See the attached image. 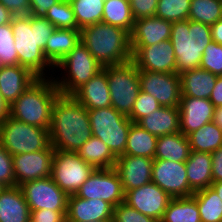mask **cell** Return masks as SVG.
<instances>
[{
	"label": "cell",
	"instance_id": "cell-11",
	"mask_svg": "<svg viewBox=\"0 0 222 222\" xmlns=\"http://www.w3.org/2000/svg\"><path fill=\"white\" fill-rule=\"evenodd\" d=\"M19 187L30 211H67L69 195L57 186L51 176L23 183Z\"/></svg>",
	"mask_w": 222,
	"mask_h": 222
},
{
	"label": "cell",
	"instance_id": "cell-13",
	"mask_svg": "<svg viewBox=\"0 0 222 222\" xmlns=\"http://www.w3.org/2000/svg\"><path fill=\"white\" fill-rule=\"evenodd\" d=\"M151 181L171 198L190 197L195 193L188 183L185 162L154 159Z\"/></svg>",
	"mask_w": 222,
	"mask_h": 222
},
{
	"label": "cell",
	"instance_id": "cell-33",
	"mask_svg": "<svg viewBox=\"0 0 222 222\" xmlns=\"http://www.w3.org/2000/svg\"><path fill=\"white\" fill-rule=\"evenodd\" d=\"M102 22L125 29L129 34L134 27L129 0H105Z\"/></svg>",
	"mask_w": 222,
	"mask_h": 222
},
{
	"label": "cell",
	"instance_id": "cell-59",
	"mask_svg": "<svg viewBox=\"0 0 222 222\" xmlns=\"http://www.w3.org/2000/svg\"><path fill=\"white\" fill-rule=\"evenodd\" d=\"M113 220H98V221H94V222H112Z\"/></svg>",
	"mask_w": 222,
	"mask_h": 222
},
{
	"label": "cell",
	"instance_id": "cell-50",
	"mask_svg": "<svg viewBox=\"0 0 222 222\" xmlns=\"http://www.w3.org/2000/svg\"><path fill=\"white\" fill-rule=\"evenodd\" d=\"M212 181H222V147L211 153Z\"/></svg>",
	"mask_w": 222,
	"mask_h": 222
},
{
	"label": "cell",
	"instance_id": "cell-56",
	"mask_svg": "<svg viewBox=\"0 0 222 222\" xmlns=\"http://www.w3.org/2000/svg\"><path fill=\"white\" fill-rule=\"evenodd\" d=\"M213 123H215L222 130V114H219L216 110L214 111Z\"/></svg>",
	"mask_w": 222,
	"mask_h": 222
},
{
	"label": "cell",
	"instance_id": "cell-58",
	"mask_svg": "<svg viewBox=\"0 0 222 222\" xmlns=\"http://www.w3.org/2000/svg\"><path fill=\"white\" fill-rule=\"evenodd\" d=\"M6 187L2 184V183H0V193L5 189Z\"/></svg>",
	"mask_w": 222,
	"mask_h": 222
},
{
	"label": "cell",
	"instance_id": "cell-51",
	"mask_svg": "<svg viewBox=\"0 0 222 222\" xmlns=\"http://www.w3.org/2000/svg\"><path fill=\"white\" fill-rule=\"evenodd\" d=\"M209 99L215 107L222 106V76H217L215 86L211 92Z\"/></svg>",
	"mask_w": 222,
	"mask_h": 222
},
{
	"label": "cell",
	"instance_id": "cell-17",
	"mask_svg": "<svg viewBox=\"0 0 222 222\" xmlns=\"http://www.w3.org/2000/svg\"><path fill=\"white\" fill-rule=\"evenodd\" d=\"M154 159L142 156L120 155L115 169L118 172L122 187L126 193L151 182Z\"/></svg>",
	"mask_w": 222,
	"mask_h": 222
},
{
	"label": "cell",
	"instance_id": "cell-36",
	"mask_svg": "<svg viewBox=\"0 0 222 222\" xmlns=\"http://www.w3.org/2000/svg\"><path fill=\"white\" fill-rule=\"evenodd\" d=\"M75 14L77 26L82 28L102 22L104 0H69Z\"/></svg>",
	"mask_w": 222,
	"mask_h": 222
},
{
	"label": "cell",
	"instance_id": "cell-18",
	"mask_svg": "<svg viewBox=\"0 0 222 222\" xmlns=\"http://www.w3.org/2000/svg\"><path fill=\"white\" fill-rule=\"evenodd\" d=\"M215 106L210 99L181 97L179 104L180 132L188 136L213 121Z\"/></svg>",
	"mask_w": 222,
	"mask_h": 222
},
{
	"label": "cell",
	"instance_id": "cell-42",
	"mask_svg": "<svg viewBox=\"0 0 222 222\" xmlns=\"http://www.w3.org/2000/svg\"><path fill=\"white\" fill-rule=\"evenodd\" d=\"M199 67L216 76H222V45L211 42L204 50Z\"/></svg>",
	"mask_w": 222,
	"mask_h": 222
},
{
	"label": "cell",
	"instance_id": "cell-38",
	"mask_svg": "<svg viewBox=\"0 0 222 222\" xmlns=\"http://www.w3.org/2000/svg\"><path fill=\"white\" fill-rule=\"evenodd\" d=\"M45 18H47L55 28L80 30L77 26L75 14L69 0H60L54 4L47 11Z\"/></svg>",
	"mask_w": 222,
	"mask_h": 222
},
{
	"label": "cell",
	"instance_id": "cell-29",
	"mask_svg": "<svg viewBox=\"0 0 222 222\" xmlns=\"http://www.w3.org/2000/svg\"><path fill=\"white\" fill-rule=\"evenodd\" d=\"M76 153L84 162L92 165L95 169L114 168L117 160L109 147L93 135Z\"/></svg>",
	"mask_w": 222,
	"mask_h": 222
},
{
	"label": "cell",
	"instance_id": "cell-44",
	"mask_svg": "<svg viewBox=\"0 0 222 222\" xmlns=\"http://www.w3.org/2000/svg\"><path fill=\"white\" fill-rule=\"evenodd\" d=\"M113 222H159L148 217L125 202H121L114 208Z\"/></svg>",
	"mask_w": 222,
	"mask_h": 222
},
{
	"label": "cell",
	"instance_id": "cell-9",
	"mask_svg": "<svg viewBox=\"0 0 222 222\" xmlns=\"http://www.w3.org/2000/svg\"><path fill=\"white\" fill-rule=\"evenodd\" d=\"M94 169L76 152L59 150L53 155L51 178L61 190L72 195L77 193Z\"/></svg>",
	"mask_w": 222,
	"mask_h": 222
},
{
	"label": "cell",
	"instance_id": "cell-54",
	"mask_svg": "<svg viewBox=\"0 0 222 222\" xmlns=\"http://www.w3.org/2000/svg\"><path fill=\"white\" fill-rule=\"evenodd\" d=\"M9 114V106L4 101L1 93H0V122L7 117Z\"/></svg>",
	"mask_w": 222,
	"mask_h": 222
},
{
	"label": "cell",
	"instance_id": "cell-52",
	"mask_svg": "<svg viewBox=\"0 0 222 222\" xmlns=\"http://www.w3.org/2000/svg\"><path fill=\"white\" fill-rule=\"evenodd\" d=\"M211 34L213 41L222 45V18L211 25Z\"/></svg>",
	"mask_w": 222,
	"mask_h": 222
},
{
	"label": "cell",
	"instance_id": "cell-5",
	"mask_svg": "<svg viewBox=\"0 0 222 222\" xmlns=\"http://www.w3.org/2000/svg\"><path fill=\"white\" fill-rule=\"evenodd\" d=\"M170 40L177 73L198 68L205 48L213 42L211 26L192 20L172 22Z\"/></svg>",
	"mask_w": 222,
	"mask_h": 222
},
{
	"label": "cell",
	"instance_id": "cell-49",
	"mask_svg": "<svg viewBox=\"0 0 222 222\" xmlns=\"http://www.w3.org/2000/svg\"><path fill=\"white\" fill-rule=\"evenodd\" d=\"M60 0H30V15L36 18H43L47 11Z\"/></svg>",
	"mask_w": 222,
	"mask_h": 222
},
{
	"label": "cell",
	"instance_id": "cell-23",
	"mask_svg": "<svg viewBox=\"0 0 222 222\" xmlns=\"http://www.w3.org/2000/svg\"><path fill=\"white\" fill-rule=\"evenodd\" d=\"M181 97L209 99L217 76L201 67L186 70L179 74Z\"/></svg>",
	"mask_w": 222,
	"mask_h": 222
},
{
	"label": "cell",
	"instance_id": "cell-2",
	"mask_svg": "<svg viewBox=\"0 0 222 222\" xmlns=\"http://www.w3.org/2000/svg\"><path fill=\"white\" fill-rule=\"evenodd\" d=\"M91 136L88 110L72 95L59 94L52 106L50 145L55 151L77 152Z\"/></svg>",
	"mask_w": 222,
	"mask_h": 222
},
{
	"label": "cell",
	"instance_id": "cell-34",
	"mask_svg": "<svg viewBox=\"0 0 222 222\" xmlns=\"http://www.w3.org/2000/svg\"><path fill=\"white\" fill-rule=\"evenodd\" d=\"M192 196L197 202L201 222H222V201L211 187L196 191Z\"/></svg>",
	"mask_w": 222,
	"mask_h": 222
},
{
	"label": "cell",
	"instance_id": "cell-47",
	"mask_svg": "<svg viewBox=\"0 0 222 222\" xmlns=\"http://www.w3.org/2000/svg\"><path fill=\"white\" fill-rule=\"evenodd\" d=\"M67 211L37 210L30 212V222H66Z\"/></svg>",
	"mask_w": 222,
	"mask_h": 222
},
{
	"label": "cell",
	"instance_id": "cell-16",
	"mask_svg": "<svg viewBox=\"0 0 222 222\" xmlns=\"http://www.w3.org/2000/svg\"><path fill=\"white\" fill-rule=\"evenodd\" d=\"M172 198L152 181L125 193L124 202L160 222Z\"/></svg>",
	"mask_w": 222,
	"mask_h": 222
},
{
	"label": "cell",
	"instance_id": "cell-3",
	"mask_svg": "<svg viewBox=\"0 0 222 222\" xmlns=\"http://www.w3.org/2000/svg\"><path fill=\"white\" fill-rule=\"evenodd\" d=\"M80 40L102 67L132 60L130 34L125 29L98 22L82 28Z\"/></svg>",
	"mask_w": 222,
	"mask_h": 222
},
{
	"label": "cell",
	"instance_id": "cell-27",
	"mask_svg": "<svg viewBox=\"0 0 222 222\" xmlns=\"http://www.w3.org/2000/svg\"><path fill=\"white\" fill-rule=\"evenodd\" d=\"M80 41V30L55 28L46 42L44 55L55 67Z\"/></svg>",
	"mask_w": 222,
	"mask_h": 222
},
{
	"label": "cell",
	"instance_id": "cell-7",
	"mask_svg": "<svg viewBox=\"0 0 222 222\" xmlns=\"http://www.w3.org/2000/svg\"><path fill=\"white\" fill-rule=\"evenodd\" d=\"M0 144L12 156L45 150L50 145L49 130L7 116L0 122Z\"/></svg>",
	"mask_w": 222,
	"mask_h": 222
},
{
	"label": "cell",
	"instance_id": "cell-28",
	"mask_svg": "<svg viewBox=\"0 0 222 222\" xmlns=\"http://www.w3.org/2000/svg\"><path fill=\"white\" fill-rule=\"evenodd\" d=\"M191 152L189 139L181 132L159 136L154 159L186 162Z\"/></svg>",
	"mask_w": 222,
	"mask_h": 222
},
{
	"label": "cell",
	"instance_id": "cell-20",
	"mask_svg": "<svg viewBox=\"0 0 222 222\" xmlns=\"http://www.w3.org/2000/svg\"><path fill=\"white\" fill-rule=\"evenodd\" d=\"M172 22L157 16L135 20L130 33L131 47H147L159 44L171 37Z\"/></svg>",
	"mask_w": 222,
	"mask_h": 222
},
{
	"label": "cell",
	"instance_id": "cell-4",
	"mask_svg": "<svg viewBox=\"0 0 222 222\" xmlns=\"http://www.w3.org/2000/svg\"><path fill=\"white\" fill-rule=\"evenodd\" d=\"M59 94L53 77L38 78L9 106L8 116L49 130L52 106Z\"/></svg>",
	"mask_w": 222,
	"mask_h": 222
},
{
	"label": "cell",
	"instance_id": "cell-53",
	"mask_svg": "<svg viewBox=\"0 0 222 222\" xmlns=\"http://www.w3.org/2000/svg\"><path fill=\"white\" fill-rule=\"evenodd\" d=\"M14 15L0 3V25L10 24Z\"/></svg>",
	"mask_w": 222,
	"mask_h": 222
},
{
	"label": "cell",
	"instance_id": "cell-57",
	"mask_svg": "<svg viewBox=\"0 0 222 222\" xmlns=\"http://www.w3.org/2000/svg\"><path fill=\"white\" fill-rule=\"evenodd\" d=\"M215 110H216L219 114H222V106H221V107H216Z\"/></svg>",
	"mask_w": 222,
	"mask_h": 222
},
{
	"label": "cell",
	"instance_id": "cell-8",
	"mask_svg": "<svg viewBox=\"0 0 222 222\" xmlns=\"http://www.w3.org/2000/svg\"><path fill=\"white\" fill-rule=\"evenodd\" d=\"M112 107L125 116L132 112L140 88L139 69L129 62L105 66Z\"/></svg>",
	"mask_w": 222,
	"mask_h": 222
},
{
	"label": "cell",
	"instance_id": "cell-39",
	"mask_svg": "<svg viewBox=\"0 0 222 222\" xmlns=\"http://www.w3.org/2000/svg\"><path fill=\"white\" fill-rule=\"evenodd\" d=\"M191 0H158L155 16L171 21L188 20Z\"/></svg>",
	"mask_w": 222,
	"mask_h": 222
},
{
	"label": "cell",
	"instance_id": "cell-6",
	"mask_svg": "<svg viewBox=\"0 0 222 222\" xmlns=\"http://www.w3.org/2000/svg\"><path fill=\"white\" fill-rule=\"evenodd\" d=\"M56 70L58 72L61 71L59 77L56 74L53 75L54 82L60 94L73 95L92 77L102 71L103 67L96 61L80 40L55 66V72H57ZM54 76H56V78Z\"/></svg>",
	"mask_w": 222,
	"mask_h": 222
},
{
	"label": "cell",
	"instance_id": "cell-31",
	"mask_svg": "<svg viewBox=\"0 0 222 222\" xmlns=\"http://www.w3.org/2000/svg\"><path fill=\"white\" fill-rule=\"evenodd\" d=\"M160 222H201L195 198H172Z\"/></svg>",
	"mask_w": 222,
	"mask_h": 222
},
{
	"label": "cell",
	"instance_id": "cell-1",
	"mask_svg": "<svg viewBox=\"0 0 222 222\" xmlns=\"http://www.w3.org/2000/svg\"><path fill=\"white\" fill-rule=\"evenodd\" d=\"M11 27L18 65L27 68L38 78L53 77L55 67L47 60L43 51L55 27L47 18L31 15L14 16Z\"/></svg>",
	"mask_w": 222,
	"mask_h": 222
},
{
	"label": "cell",
	"instance_id": "cell-15",
	"mask_svg": "<svg viewBox=\"0 0 222 222\" xmlns=\"http://www.w3.org/2000/svg\"><path fill=\"white\" fill-rule=\"evenodd\" d=\"M54 148L49 145L45 150L13 156L15 186L51 176Z\"/></svg>",
	"mask_w": 222,
	"mask_h": 222
},
{
	"label": "cell",
	"instance_id": "cell-26",
	"mask_svg": "<svg viewBox=\"0 0 222 222\" xmlns=\"http://www.w3.org/2000/svg\"><path fill=\"white\" fill-rule=\"evenodd\" d=\"M185 165L188 183L194 192L211 187L213 181L210 153L191 151Z\"/></svg>",
	"mask_w": 222,
	"mask_h": 222
},
{
	"label": "cell",
	"instance_id": "cell-21",
	"mask_svg": "<svg viewBox=\"0 0 222 222\" xmlns=\"http://www.w3.org/2000/svg\"><path fill=\"white\" fill-rule=\"evenodd\" d=\"M37 79L21 65L0 66V93L7 105L10 106Z\"/></svg>",
	"mask_w": 222,
	"mask_h": 222
},
{
	"label": "cell",
	"instance_id": "cell-19",
	"mask_svg": "<svg viewBox=\"0 0 222 222\" xmlns=\"http://www.w3.org/2000/svg\"><path fill=\"white\" fill-rule=\"evenodd\" d=\"M114 207L103 200L83 199L76 194L69 195L66 222H94L113 220Z\"/></svg>",
	"mask_w": 222,
	"mask_h": 222
},
{
	"label": "cell",
	"instance_id": "cell-32",
	"mask_svg": "<svg viewBox=\"0 0 222 222\" xmlns=\"http://www.w3.org/2000/svg\"><path fill=\"white\" fill-rule=\"evenodd\" d=\"M187 137L191 151L211 154L222 147V130L213 122L203 125Z\"/></svg>",
	"mask_w": 222,
	"mask_h": 222
},
{
	"label": "cell",
	"instance_id": "cell-30",
	"mask_svg": "<svg viewBox=\"0 0 222 222\" xmlns=\"http://www.w3.org/2000/svg\"><path fill=\"white\" fill-rule=\"evenodd\" d=\"M158 137L132 122L123 155L142 156L154 159Z\"/></svg>",
	"mask_w": 222,
	"mask_h": 222
},
{
	"label": "cell",
	"instance_id": "cell-48",
	"mask_svg": "<svg viewBox=\"0 0 222 222\" xmlns=\"http://www.w3.org/2000/svg\"><path fill=\"white\" fill-rule=\"evenodd\" d=\"M14 16L30 15V0H0Z\"/></svg>",
	"mask_w": 222,
	"mask_h": 222
},
{
	"label": "cell",
	"instance_id": "cell-45",
	"mask_svg": "<svg viewBox=\"0 0 222 222\" xmlns=\"http://www.w3.org/2000/svg\"><path fill=\"white\" fill-rule=\"evenodd\" d=\"M0 183L5 187L15 186L13 156L0 144Z\"/></svg>",
	"mask_w": 222,
	"mask_h": 222
},
{
	"label": "cell",
	"instance_id": "cell-40",
	"mask_svg": "<svg viewBox=\"0 0 222 222\" xmlns=\"http://www.w3.org/2000/svg\"><path fill=\"white\" fill-rule=\"evenodd\" d=\"M130 128H108L92 131V135L103 141L116 156L125 152L127 137Z\"/></svg>",
	"mask_w": 222,
	"mask_h": 222
},
{
	"label": "cell",
	"instance_id": "cell-25",
	"mask_svg": "<svg viewBox=\"0 0 222 222\" xmlns=\"http://www.w3.org/2000/svg\"><path fill=\"white\" fill-rule=\"evenodd\" d=\"M137 124L157 137L180 132L179 107H161Z\"/></svg>",
	"mask_w": 222,
	"mask_h": 222
},
{
	"label": "cell",
	"instance_id": "cell-24",
	"mask_svg": "<svg viewBox=\"0 0 222 222\" xmlns=\"http://www.w3.org/2000/svg\"><path fill=\"white\" fill-rule=\"evenodd\" d=\"M29 206L19 186L0 193V222H30Z\"/></svg>",
	"mask_w": 222,
	"mask_h": 222
},
{
	"label": "cell",
	"instance_id": "cell-14",
	"mask_svg": "<svg viewBox=\"0 0 222 222\" xmlns=\"http://www.w3.org/2000/svg\"><path fill=\"white\" fill-rule=\"evenodd\" d=\"M132 61L139 70L177 73L176 57L171 40L147 47H131Z\"/></svg>",
	"mask_w": 222,
	"mask_h": 222
},
{
	"label": "cell",
	"instance_id": "cell-22",
	"mask_svg": "<svg viewBox=\"0 0 222 222\" xmlns=\"http://www.w3.org/2000/svg\"><path fill=\"white\" fill-rule=\"evenodd\" d=\"M72 96L87 110L112 106L106 72L104 70L100 71Z\"/></svg>",
	"mask_w": 222,
	"mask_h": 222
},
{
	"label": "cell",
	"instance_id": "cell-12",
	"mask_svg": "<svg viewBox=\"0 0 222 222\" xmlns=\"http://www.w3.org/2000/svg\"><path fill=\"white\" fill-rule=\"evenodd\" d=\"M141 91L154 97L162 107H179L181 85L178 73L139 70Z\"/></svg>",
	"mask_w": 222,
	"mask_h": 222
},
{
	"label": "cell",
	"instance_id": "cell-55",
	"mask_svg": "<svg viewBox=\"0 0 222 222\" xmlns=\"http://www.w3.org/2000/svg\"><path fill=\"white\" fill-rule=\"evenodd\" d=\"M211 188L217 193V196H219L222 201V181L213 182Z\"/></svg>",
	"mask_w": 222,
	"mask_h": 222
},
{
	"label": "cell",
	"instance_id": "cell-43",
	"mask_svg": "<svg viewBox=\"0 0 222 222\" xmlns=\"http://www.w3.org/2000/svg\"><path fill=\"white\" fill-rule=\"evenodd\" d=\"M161 107L160 103L154 97L148 93L140 91L128 118L132 122L137 123L141 118L152 114L155 110H158Z\"/></svg>",
	"mask_w": 222,
	"mask_h": 222
},
{
	"label": "cell",
	"instance_id": "cell-10",
	"mask_svg": "<svg viewBox=\"0 0 222 222\" xmlns=\"http://www.w3.org/2000/svg\"><path fill=\"white\" fill-rule=\"evenodd\" d=\"M76 195L87 200L101 199L114 208L125 199L121 179L115 168L94 169Z\"/></svg>",
	"mask_w": 222,
	"mask_h": 222
},
{
	"label": "cell",
	"instance_id": "cell-37",
	"mask_svg": "<svg viewBox=\"0 0 222 222\" xmlns=\"http://www.w3.org/2000/svg\"><path fill=\"white\" fill-rule=\"evenodd\" d=\"M222 18L220 0H191L188 20L213 25Z\"/></svg>",
	"mask_w": 222,
	"mask_h": 222
},
{
	"label": "cell",
	"instance_id": "cell-46",
	"mask_svg": "<svg viewBox=\"0 0 222 222\" xmlns=\"http://www.w3.org/2000/svg\"><path fill=\"white\" fill-rule=\"evenodd\" d=\"M135 20L155 16L158 0H129Z\"/></svg>",
	"mask_w": 222,
	"mask_h": 222
},
{
	"label": "cell",
	"instance_id": "cell-35",
	"mask_svg": "<svg viewBox=\"0 0 222 222\" xmlns=\"http://www.w3.org/2000/svg\"><path fill=\"white\" fill-rule=\"evenodd\" d=\"M92 131L108 128H130L132 121L128 116L116 111L112 106L88 110Z\"/></svg>",
	"mask_w": 222,
	"mask_h": 222
},
{
	"label": "cell",
	"instance_id": "cell-41",
	"mask_svg": "<svg viewBox=\"0 0 222 222\" xmlns=\"http://www.w3.org/2000/svg\"><path fill=\"white\" fill-rule=\"evenodd\" d=\"M17 64L18 56L11 23L0 25V66Z\"/></svg>",
	"mask_w": 222,
	"mask_h": 222
}]
</instances>
